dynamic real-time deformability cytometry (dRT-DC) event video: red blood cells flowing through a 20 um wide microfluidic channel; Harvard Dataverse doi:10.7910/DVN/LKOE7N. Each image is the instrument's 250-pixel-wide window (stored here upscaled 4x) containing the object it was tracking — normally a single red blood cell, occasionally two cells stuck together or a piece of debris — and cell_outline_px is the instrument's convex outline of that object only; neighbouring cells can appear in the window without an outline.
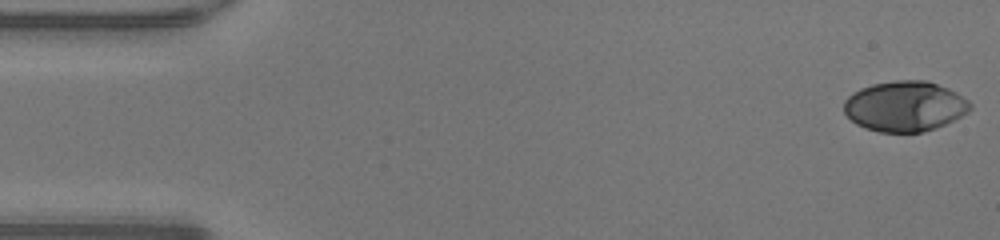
{"species": "human", "species_latin": "Homo sapiens", "temperature_condition": "warm", "stored_images_in_passage": 48, "camera_frame_rate_fps": 3000, "um_per_image_px": 0.085, "donor": {"sex": "male"}, "frame": {"image": 1, "passage_image": 1, "time_ms": 0.0, "image_size_px": [1000, 240], "cell_outline_px": [[972, 108], [968, 112], [936, 128], [924, 132], [880, 132], [864, 128], [856, 124], [844, 112], [844, 100], [852, 92], [860, 88], [872, 84], [896, 80], [928, 80], [948, 88], [956, 92], [968, 100], [972, 104]], "centroid_in_image_um": [76.9, 9.02], "position_along_channel_um": 8.1, "area_um2": 37.17}}
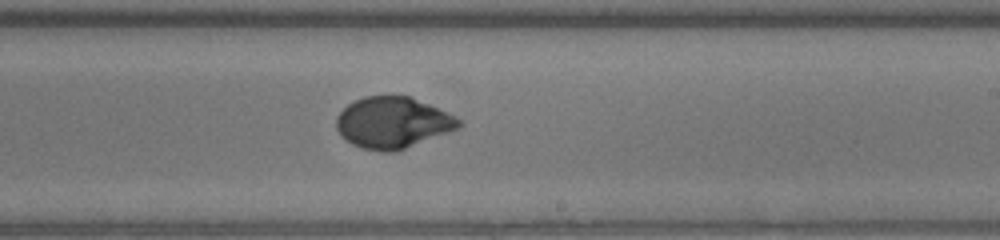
{"frame": {"image": 2, "passage_image": 28, "time_ms": 9.0, "image_size_px": [1000, 240], "cell_outline_px": [[464, 124], [460, 128], [396, 152], [380, 152], [360, 148], [352, 144], [340, 136], [336, 128], [336, 116], [348, 104], [364, 96], [412, 96], [460, 120]], "centroid_in_image_um": [33.35, 10.45], "position_along_channel_um": 255.6, "area_um2": 36.65}}
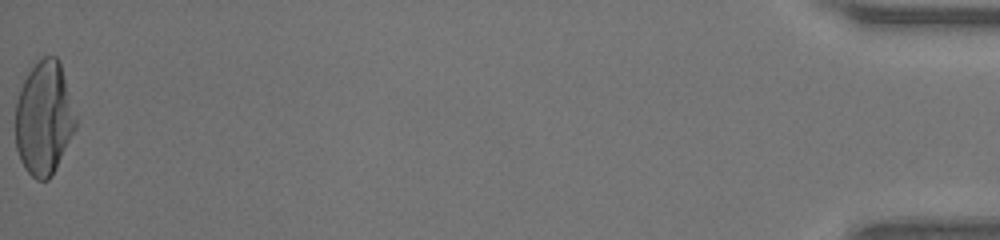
{"frame": {"image": 3, "passage_image": 48, "time_ms": 15.667, "image_size_px": [1000, 240], "cell_outline_px": [[76, 128], [52, 176], [48, 180], [36, 180], [24, 168], [20, 160], [16, 148], [16, 100], [20, 88], [28, 72], [44, 56], [56, 56], [60, 60], [76, 120]], "centroid_in_image_um": [3.73, 10.07], "position_along_channel_um": 431.5, "area_um2": 39.71}, "authors_computed_cell_mechanics": {"area_um2": 37.0209, "velocity_mm_per_s": 4.3128, "shape_relaxation_time_tau1_ms": 3.4859, "shape_relaxation_time_tau2_ms": null, "deformation_change_tau1": 0.2106, "deformation_change_tau2": null}}